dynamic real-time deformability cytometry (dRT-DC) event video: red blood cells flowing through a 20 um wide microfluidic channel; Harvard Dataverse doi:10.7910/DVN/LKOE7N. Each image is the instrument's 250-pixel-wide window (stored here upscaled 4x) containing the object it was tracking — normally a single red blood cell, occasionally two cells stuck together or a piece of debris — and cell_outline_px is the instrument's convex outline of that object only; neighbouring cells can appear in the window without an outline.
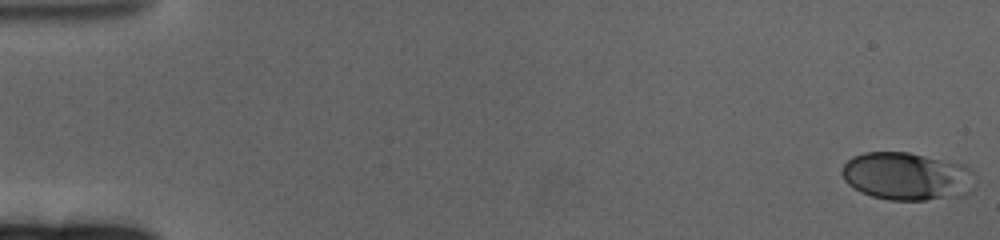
{"species": "human", "species_latin": "Homo sapiens", "temperature_condition": "cold", "stored_images_in_passage": 63, "camera_frame_rate_fps": 3000, "um_per_image_px": 0.085, "donor": {"sex": "female"}, "frame": {"image": 1, "passage_image": 1, "time_ms": 0.0, "image_size_px": [1000, 240], "cell_outline_px": [[976, 188], [972, 192], [964, 196], [924, 200], [888, 200], [872, 196], [860, 192], [848, 184], [844, 180], [840, 172], [844, 164], [852, 156], [864, 152], [908, 152], [964, 164], [976, 176]], "centroid_in_image_um": [77.13, 14.99], "position_along_channel_um": 7.9, "area_um2": 37.86}}
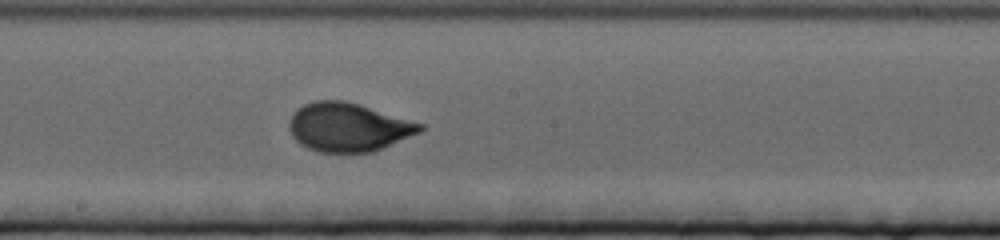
{"frame": {"image": 2, "passage_image": 35, "time_ms": 11.333, "image_size_px": [1000, 240], "cell_outline_px": [[424, 128], [420, 132], [372, 152], [320, 152], [308, 148], [300, 144], [292, 136], [288, 128], [288, 120], [292, 112], [296, 108], [304, 104], [316, 100], [344, 100], [360, 104], [424, 124]], "centroid_in_image_um": [29.56, 10.79], "position_along_channel_um": 218.6, "area_um2": 37.22}}
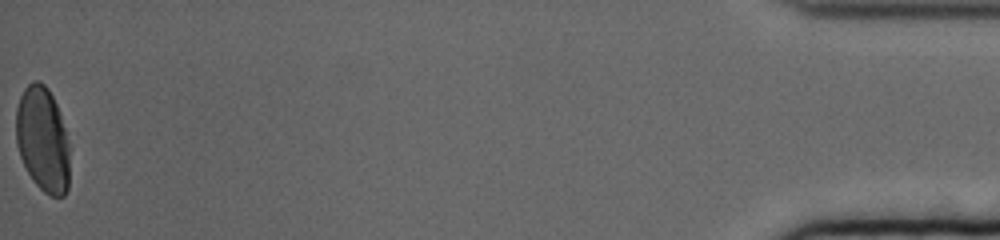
{"frame": {"image": 3, "passage_image": 63, "time_ms": 20.667, "image_size_px": [1000, 240], "cell_outline_px": [[68, 188], [64, 196], [52, 196], [44, 192], [32, 180], [20, 156], [16, 144], [16, 108], [20, 96], [24, 88], [32, 80], [40, 80], [48, 88], [60, 112], [68, 144]], "centroid_in_image_um": [3.61, 11.83], "position_along_channel_um": 431.6, "area_um2": 32.77}, "authors_computed_cell_mechanics": {"area_um2": 36.2406, "velocity_mm_per_s": 3.2487, "shape_relaxation_time_tau1_ms": 4.6981, "shape_relaxation_time_tau2_ms": null, "deformation_change_tau1": 0.1813, "deformation_change_tau2": null}}